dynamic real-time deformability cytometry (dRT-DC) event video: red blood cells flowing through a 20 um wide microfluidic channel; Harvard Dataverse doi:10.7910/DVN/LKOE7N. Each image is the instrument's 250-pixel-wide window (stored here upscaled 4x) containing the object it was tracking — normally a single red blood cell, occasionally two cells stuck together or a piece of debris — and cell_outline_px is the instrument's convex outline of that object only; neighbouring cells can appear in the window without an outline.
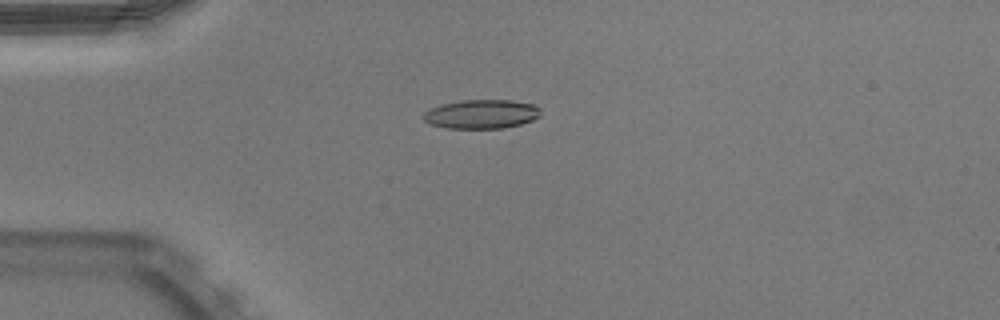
{"species": "Egyptian fruit bat (a non-hibernating species)", "species_latin": "Rousettus aegyptiacus", "temperature_condition": "warm", "stored_images_in_passage": 32, "camera_frame_rate_fps": 3000, "um_per_image_px": 0.085, "animal": {"sex": "male"}, "frame": {"image": 1, "passage_image": 1, "time_ms": 0.0, "image_size_px": [1000, 320], "cell_outline_px": [[540, 116], [532, 120], [520, 124], [504, 128], [448, 128], [432, 124], [424, 120], [420, 116], [428, 108], [440, 104], [460, 100], [512, 100], [532, 104], [540, 108]], "centroid_in_image_um": [40.89, 9.69], "position_along_channel_um": 44.1, "area_um2": 19.94}, "authors_computed_cell_mechanics": {"area_um2": 20.4901, "velocity_mm_per_s": 3.9685, "shape_relaxation_time_tau1_ms": null, "shape_relaxation_time_tau2_ms": 2.112, "deformation_change_tau1": null, "deformation_change_tau2": 0.1016}}